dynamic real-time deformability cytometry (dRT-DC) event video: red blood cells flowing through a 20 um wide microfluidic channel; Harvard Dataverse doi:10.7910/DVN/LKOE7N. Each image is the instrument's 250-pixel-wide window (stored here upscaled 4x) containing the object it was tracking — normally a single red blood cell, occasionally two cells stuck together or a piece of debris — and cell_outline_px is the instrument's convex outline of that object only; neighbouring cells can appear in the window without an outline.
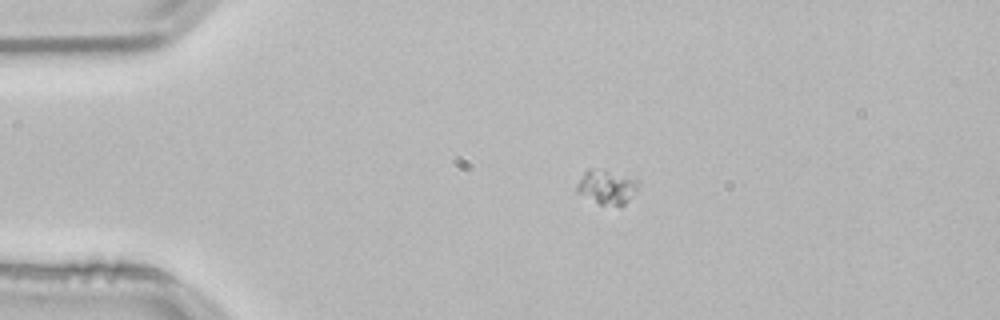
{"species": "common noctule bat (a hibernating species)", "species_latin": "Nyctalus noctula", "temperature_condition": "room temperature", "stored_images_in_passage": 44, "camera_frame_rate_fps": 3000, "um_per_image_px": 0.085, "animal": {"sex": "male", "body_mass_g": 21.5, "forearm_length_mm": 52.0}, "frame": {"image": 1, "passage_image": 1, "time_ms": 0.0, "image_size_px": [1000, 320], "cell_outline_px": [[636, 188], [628, 200], [624, 204], [600, 204], [576, 192], [576, 184], [584, 172], [588, 168], [600, 168], [636, 180]], "centroid_in_image_um": [51.47, 15.86], "position_along_channel_um": 33.5, "area_um2": 11.73}}
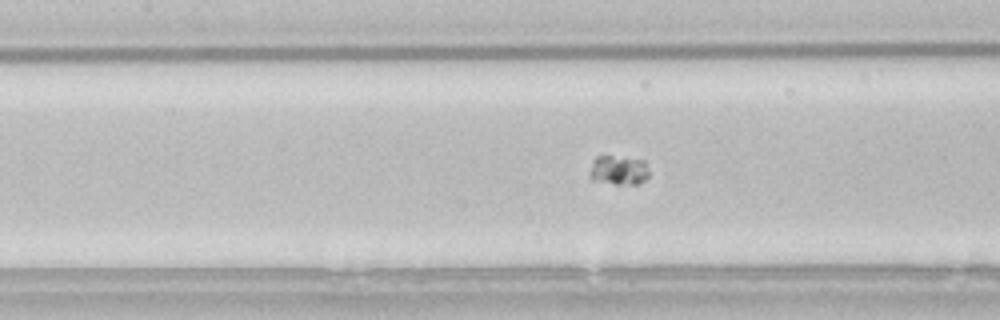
{"frame": {"image": 2, "passage_image": 14, "time_ms": 4.333, "image_size_px": [1000, 320], "cell_outline_px": [[648, 176], [644, 180], [636, 184], [616, 184], [592, 180], [588, 176], [592, 160], [596, 156], [612, 156], [644, 160], [648, 172]], "centroid_in_image_um": [52.53, 14.47], "position_along_channel_um": 154.9, "area_um2": 10.17}}
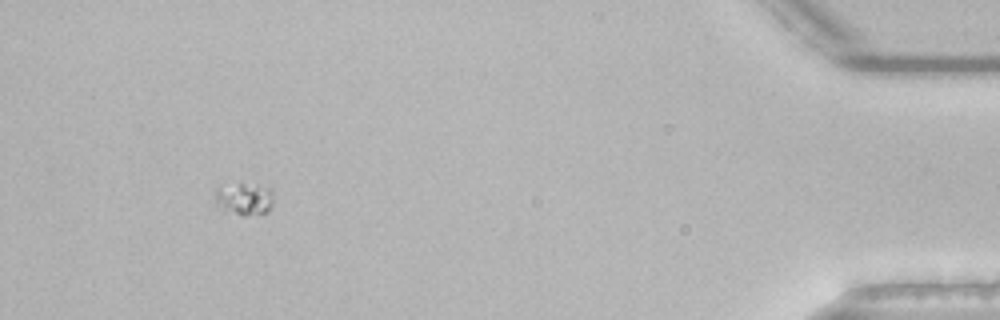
{"frame": {"image": 3, "passage_image": 40, "time_ms": 13.0, "image_size_px": [1000, 320], "cell_outline_px": [[272, 204], [268, 212], [244, 216], [240, 216], [216, 204], [216, 188], [240, 184], [260, 184], [272, 188]], "centroid_in_image_um": [20.83, 16.9], "position_along_channel_um": 414.4, "area_um2": 10.81}}